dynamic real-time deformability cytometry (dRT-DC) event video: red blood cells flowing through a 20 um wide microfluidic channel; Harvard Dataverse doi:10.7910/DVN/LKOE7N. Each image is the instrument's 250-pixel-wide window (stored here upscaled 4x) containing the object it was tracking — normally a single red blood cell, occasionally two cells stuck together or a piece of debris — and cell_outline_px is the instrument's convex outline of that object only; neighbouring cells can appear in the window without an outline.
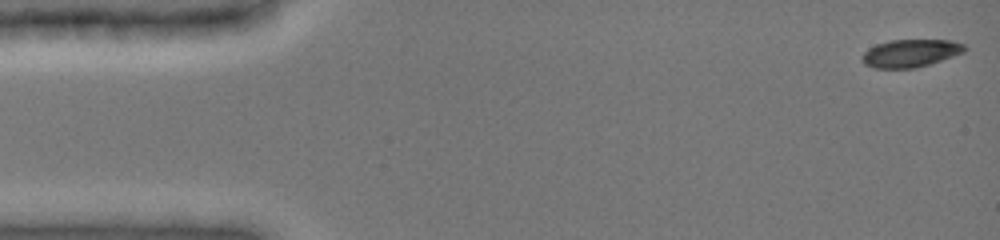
{"species": "common noctule bat (a hibernating species)", "species_latin": "Nyctalus noctula", "temperature_condition": "cold", "stored_images_in_passage": 48, "camera_frame_rate_fps": 3000, "um_per_image_px": 0.085, "animal": {"sex": "female", "body_mass_g": 19.0, "forearm_length_mm": 51.5}, "frame": {"image": 1, "passage_image": 1, "time_ms": 0.0, "image_size_px": [1000, 240], "cell_outline_px": [[968, 48], [964, 52], [916, 68], [872, 68], [864, 64], [860, 60], [860, 56], [868, 48], [876, 44], [888, 40], [952, 40], [964, 44]], "centroid_in_image_um": [77.34, 4.52], "position_along_channel_um": 7.7, "area_um2": 16.7}}
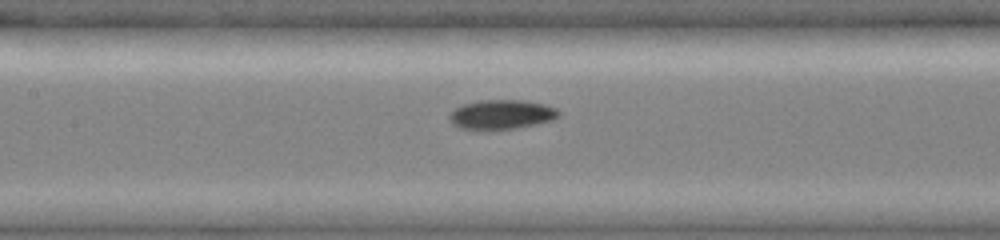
{"frame": {"image": 2, "passage_image": 22, "time_ms": 7.0, "image_size_px": [1000, 240], "cell_outline_px": [[560, 116], [552, 120], [516, 128], [488, 132], [484, 132], [460, 128], [452, 124], [448, 116], [456, 108], [464, 104], [480, 100], [520, 100], [544, 104], [556, 108], [560, 112]], "centroid_in_image_um": [42.6, 9.77], "position_along_channel_um": 164.8, "area_um2": 19.13}}
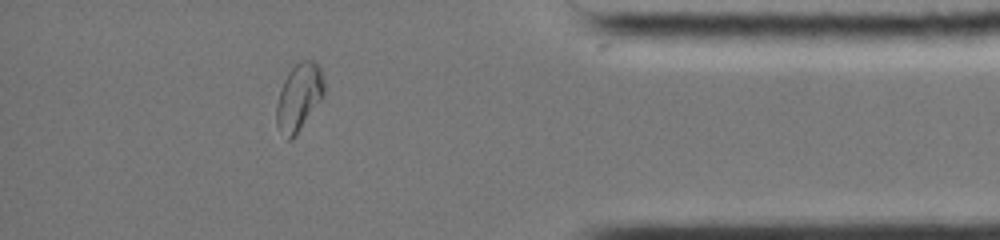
{"frame": {"image": 3, "passage_image": 42, "time_ms": 13.667, "image_size_px": [1000, 240], "cell_outline_px": [[324, 96], [296, 136], [292, 140], [288, 140], [276, 124], [276, 104], [284, 80], [288, 72], [300, 60], [312, 60], [320, 68], [324, 84]], "centroid_in_image_um": [25.41, 8.28], "position_along_channel_um": 409.8, "area_um2": 18.61}, "authors_computed_cell_mechanics": {"area_um2": 18.1781, "velocity_mm_per_s": 3.9688, "shape_relaxation_time_tau1_ms": 3.6065, "shape_relaxation_time_tau2_ms": 3.068, "deformation_change_tau1": 0.1522, "deformation_change_tau2": 0.0535}}